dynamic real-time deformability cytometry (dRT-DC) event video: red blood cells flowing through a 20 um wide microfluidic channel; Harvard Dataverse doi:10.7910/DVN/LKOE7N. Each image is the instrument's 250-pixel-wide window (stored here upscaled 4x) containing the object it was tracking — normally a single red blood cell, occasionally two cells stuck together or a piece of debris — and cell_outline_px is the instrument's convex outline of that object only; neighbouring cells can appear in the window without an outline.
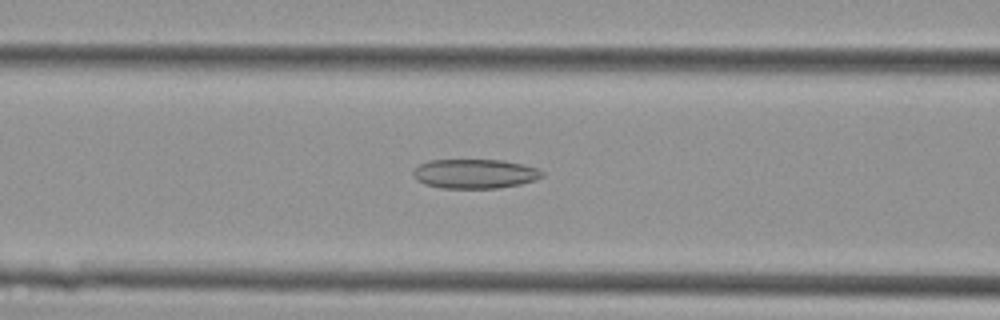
{"species": "Egyptian fruit bat (a non-hibernating species)", "species_latin": "Rousettus aegyptiacus", "temperature_condition": "cold", "stored_images_in_passage": 35, "camera_frame_rate_fps": 3000, "um_per_image_px": 0.085, "animal": {"sex": "female"}, "frame": {"image": 1, "passage_image": 9, "time_ms": 2.667, "image_size_px": [1000, 320], "cell_outline_px": [[544, 176], [536, 180], [520, 184], [496, 188], [440, 188], [424, 184], [416, 180], [412, 172], [420, 164], [428, 160], [504, 160], [524, 164], [536, 168], [544, 172]], "centroid_in_image_um": [40.37, 14.77], "position_along_channel_um": 126.2, "area_um2": 22.2}}
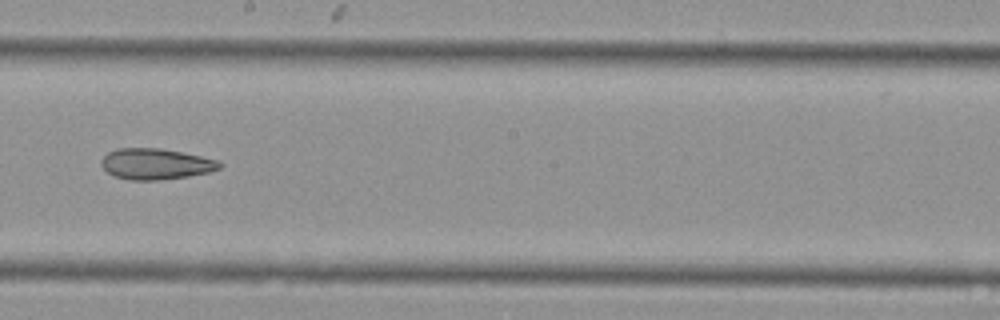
{"frame": {"image": 2, "passage_image": 16, "time_ms": 5.0, "image_size_px": [1000, 320], "cell_outline_px": [[224, 164], [220, 168], [208, 172], [188, 176], [160, 180], [132, 180], [116, 176], [108, 172], [100, 164], [100, 160], [108, 152], [116, 148], [160, 148], [220, 160]], "centroid_in_image_um": [13.25, 13.93], "position_along_channel_um": 235.0, "area_um2": 21.27}}
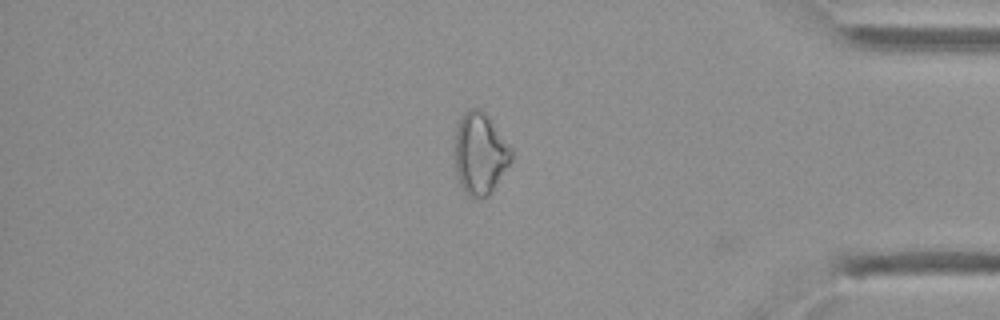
{"frame": {"image": 3, "passage_image": 28, "time_ms": 9.0, "image_size_px": [1000, 320], "cell_outline_px": [[512, 160], [492, 192], [488, 196], [480, 200], [476, 200], [460, 184], [456, 176], [456, 128], [464, 112], [468, 108], [480, 108], [488, 116], [512, 148]], "centroid_in_image_um": [40.83, 13.06], "position_along_channel_um": 394.4, "area_um2": 26.82}}